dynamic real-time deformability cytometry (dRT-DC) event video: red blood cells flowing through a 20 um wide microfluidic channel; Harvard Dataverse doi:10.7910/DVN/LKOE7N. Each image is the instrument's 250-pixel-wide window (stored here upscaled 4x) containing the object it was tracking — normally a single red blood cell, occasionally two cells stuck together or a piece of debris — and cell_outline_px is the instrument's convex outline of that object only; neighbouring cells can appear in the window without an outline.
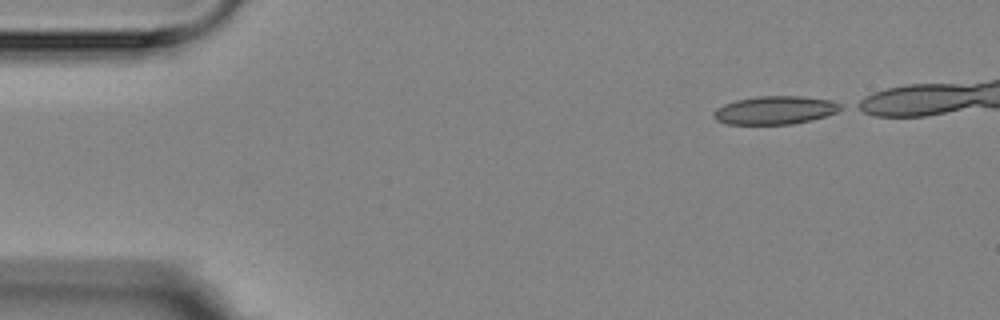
{"species": "Egyptian fruit bat (a non-hibernating species)", "species_latin": "Rousettus aegyptiacus", "temperature_condition": "room temperature", "stored_images_in_passage": 4, "camera_frame_rate_fps": 3000, "um_per_image_px": 0.085, "animal": {"sex": "female"}, "frame": {"image": 1, "passage_image": 1, "time_ms": 0.0, "image_size_px": [1000, 320], "cell_outline_px": [[844, 108], [836, 112], [812, 120], [792, 124], [728, 124], [716, 120], [712, 116], [712, 112], [716, 108], [724, 104], [736, 100], [756, 96], [800, 96], [832, 100], [844, 104]], "centroid_in_image_um": [65.89, 9.36], "position_along_channel_um": 19.1, "area_um2": 21.1}}